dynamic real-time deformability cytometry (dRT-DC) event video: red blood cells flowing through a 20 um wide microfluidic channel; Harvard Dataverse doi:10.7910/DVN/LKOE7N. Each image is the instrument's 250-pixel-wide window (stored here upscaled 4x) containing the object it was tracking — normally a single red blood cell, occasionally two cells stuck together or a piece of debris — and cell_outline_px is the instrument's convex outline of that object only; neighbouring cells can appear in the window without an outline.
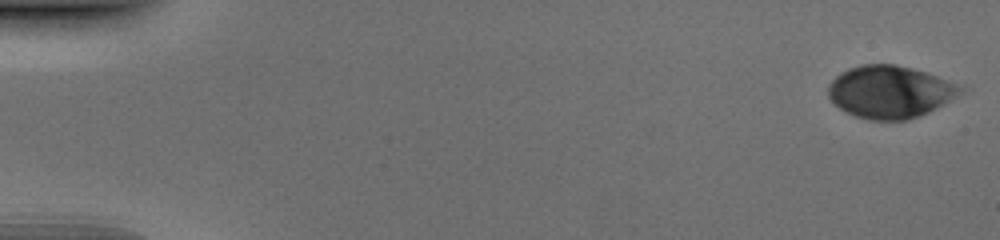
{"species": "human", "species_latin": "Homo sapiens", "temperature_condition": "cold", "stored_images_in_passage": 52, "camera_frame_rate_fps": 3000, "um_per_image_px": 0.085, "donor": {"sex": "male"}, "frame": {"image": 1, "passage_image": 1, "time_ms": 0.0, "image_size_px": [1000, 240], "cell_outline_px": [[964, 88], [956, 96], [928, 112], [904, 120], [868, 120], [856, 116], [840, 108], [828, 96], [828, 84], [840, 72], [848, 68], [860, 64], [896, 64], [912, 68], [936, 76]], "centroid_in_image_um": [75.58, 7.79], "position_along_channel_um": 9.4, "area_um2": 39.82}}
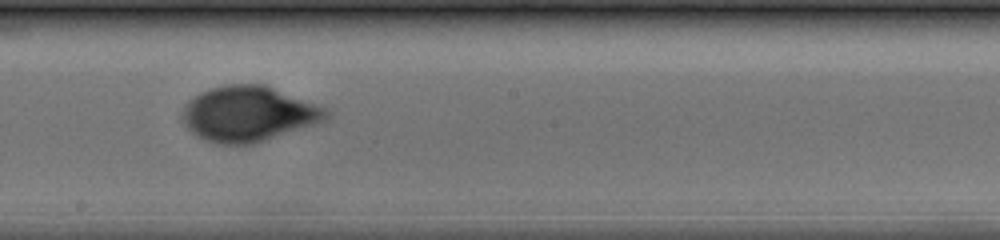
{"frame": {"image": 2, "passage_image": 30, "time_ms": 9.667, "image_size_px": [1000, 240], "cell_outline_px": [[328, 120], [316, 124], [252, 144], [216, 144], [204, 140], [196, 136], [184, 124], [180, 116], [180, 112], [184, 104], [188, 100], [200, 92], [208, 88], [232, 84], [264, 84], [328, 108]], "centroid_in_image_um": [21.09, 9.67], "position_along_channel_um": 227.1, "area_um2": 46.7}}
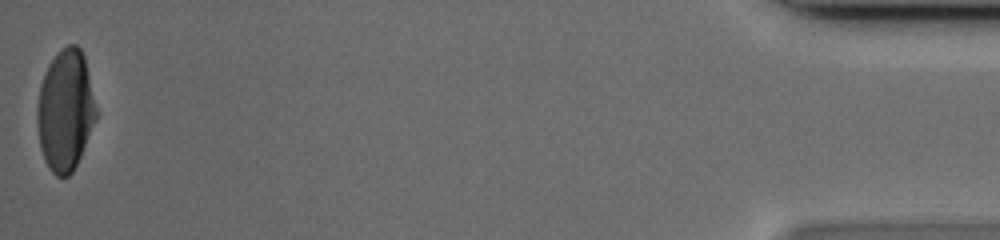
{"frame": {"image": 3, "passage_image": 52, "time_ms": 17.0, "image_size_px": [1000, 240], "cell_outline_px": [[96, 120], [80, 156], [72, 172], [68, 176], [56, 176], [48, 168], [44, 160], [40, 148], [36, 120], [36, 108], [40, 84], [48, 64], [68, 44], [76, 44], [80, 48], [84, 56], [96, 108]], "centroid_in_image_um": [5.53, 9.41], "position_along_channel_um": 429.7, "area_um2": 41.38}}